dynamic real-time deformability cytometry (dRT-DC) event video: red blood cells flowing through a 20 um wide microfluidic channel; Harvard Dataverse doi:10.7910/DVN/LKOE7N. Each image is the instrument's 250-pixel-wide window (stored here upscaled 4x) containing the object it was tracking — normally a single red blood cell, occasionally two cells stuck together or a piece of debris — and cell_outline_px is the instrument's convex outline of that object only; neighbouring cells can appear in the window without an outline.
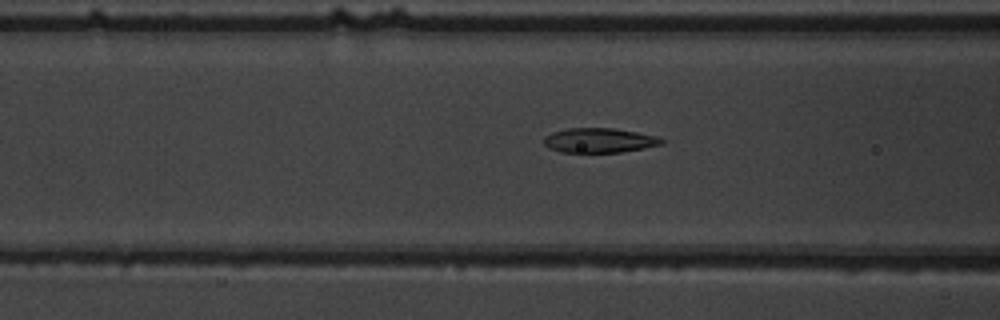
{"species": "common noctule bat (a hibernating species)", "species_latin": "Nyctalus noctula", "temperature_condition": "warm", "stored_images_in_passage": 47, "camera_frame_rate_fps": 3000, "um_per_image_px": 0.085, "animal": {"sex": "male", "body_mass_g": 19.5, "forearm_length_mm": 54.6}, "frame": {"image": 1, "passage_image": 15, "time_ms": 4.667, "image_size_px": [1000, 320], "cell_outline_px": [[664, 144], [644, 148], [620, 152], [560, 152], [548, 148], [544, 144], [544, 136], [552, 132], [568, 128], [612, 128], [636, 132], [656, 136], [664, 140]], "centroid_in_image_um": [50.92, 11.93], "position_along_channel_um": 115.7, "area_um2": 16.88}}
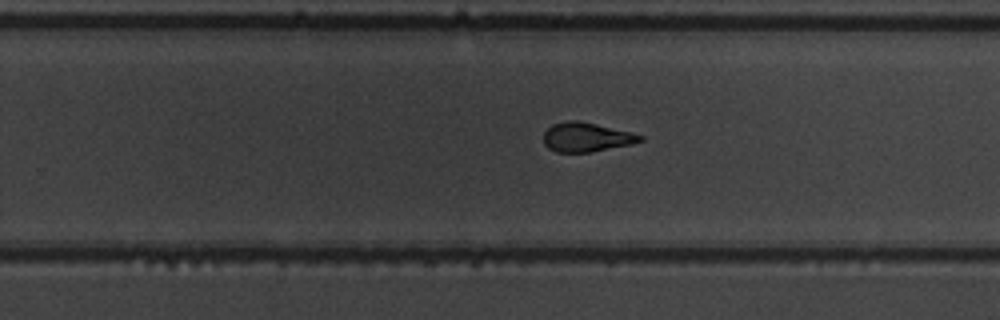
{"frame": {"image": 2, "passage_image": 28, "time_ms": 9.0, "image_size_px": [1000, 320], "cell_outline_px": [[644, 140], [632, 144], [592, 152], [556, 152], [548, 148], [544, 144], [544, 132], [552, 124], [568, 120], [576, 120], [596, 124], [632, 132], [644, 136]], "centroid_in_image_um": [49.85, 11.66], "position_along_channel_um": 279.9, "area_um2": 16.53}}
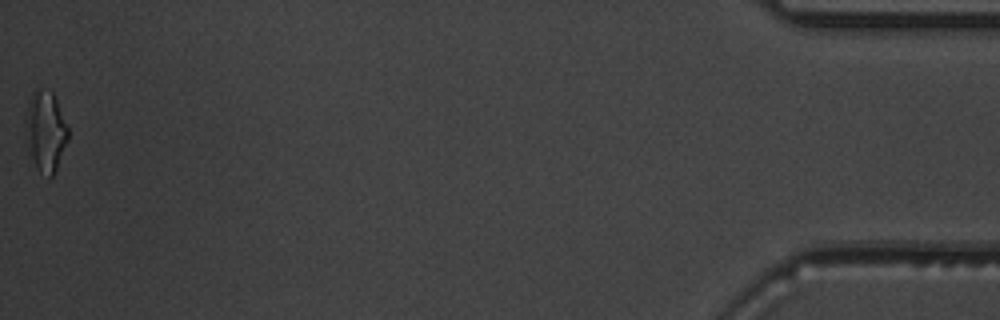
{"frame": {"image": 3, "passage_image": 47, "time_ms": 15.333, "image_size_px": [1000, 320], "cell_outline_px": [[68, 140], [56, 168], [52, 176], [48, 176], [40, 172], [28, 152], [24, 120], [28, 100], [32, 92], [40, 88], [48, 88], [52, 92], [56, 100], [68, 128]], "centroid_in_image_um": [3.84, 11.11], "position_along_channel_um": 431.4, "area_um2": 19.94}, "authors_computed_cell_mechanics": {"area_um2": 16.9354, "velocity_mm_per_s": 3.8019, "shape_relaxation_time_tau1_ms": 6.4134, "shape_relaxation_time_tau2_ms": 2.0538, "deformation_change_tau1": 0.2154, "deformation_change_tau2": 0.0876}}